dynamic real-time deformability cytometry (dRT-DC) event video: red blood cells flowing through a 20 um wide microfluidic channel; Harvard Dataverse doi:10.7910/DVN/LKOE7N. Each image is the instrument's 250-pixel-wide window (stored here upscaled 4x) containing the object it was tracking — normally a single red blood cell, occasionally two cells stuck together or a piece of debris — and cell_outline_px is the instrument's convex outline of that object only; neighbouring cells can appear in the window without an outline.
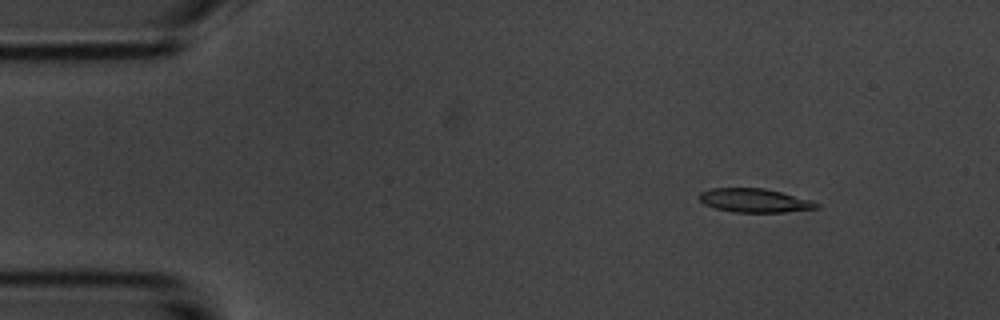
{"species": "common noctule bat (a hibernating species)", "species_latin": "Nyctalus noctula", "temperature_condition": "room temperature", "stored_images_in_passage": 8, "camera_frame_rate_fps": 3000, "um_per_image_px": 0.085, "animal": {"sex": "male", "body_mass_g": 20.1, "forearm_length_mm": 53.5}, "frame": {"image": 1, "passage_image": 2, "time_ms": 1.0, "image_size_px": [1000, 320], "cell_outline_px": [[820, 208], [784, 212], [732, 212], [716, 208], [704, 204], [700, 200], [700, 192], [712, 188], [764, 188], [812, 200], [820, 204]], "centroid_in_image_um": [64.16, 17.04], "position_along_channel_um": 20.8, "area_um2": 16.18}}
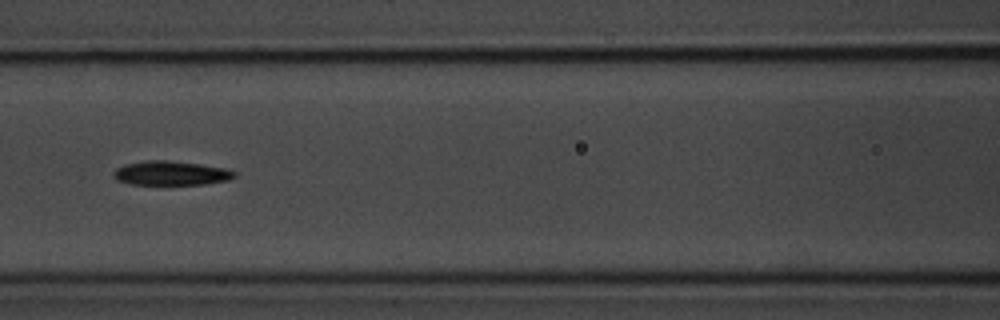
{"frame": {"image": 2, "passage_image": 7, "time_ms": 6.667, "image_size_px": [1000, 320], "cell_outline_px": [[236, 176], [228, 180], [204, 184], [132, 184], [116, 180], [112, 176], [112, 172], [116, 168], [124, 164], [148, 160], [168, 160], [200, 164], [228, 168], [236, 172]], "centroid_in_image_um": [14.52, 14.71], "position_along_channel_um": 152.1, "area_um2": 17.17}}
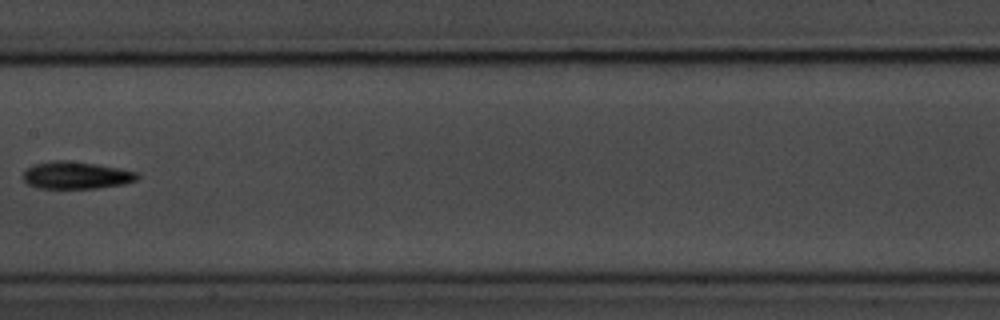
{"frame": {"image": 3, "passage_image": 8, "time_ms": 8.0, "image_size_px": [1000, 320], "cell_outline_px": [[140, 176], [136, 180], [124, 184], [96, 188], [40, 188], [28, 184], [24, 180], [24, 172], [32, 164], [56, 160], [68, 160], [96, 164], [120, 168], [136, 172]], "centroid_in_image_um": [6.48, 14.89], "position_along_channel_um": 200.9, "area_um2": 18.09}}